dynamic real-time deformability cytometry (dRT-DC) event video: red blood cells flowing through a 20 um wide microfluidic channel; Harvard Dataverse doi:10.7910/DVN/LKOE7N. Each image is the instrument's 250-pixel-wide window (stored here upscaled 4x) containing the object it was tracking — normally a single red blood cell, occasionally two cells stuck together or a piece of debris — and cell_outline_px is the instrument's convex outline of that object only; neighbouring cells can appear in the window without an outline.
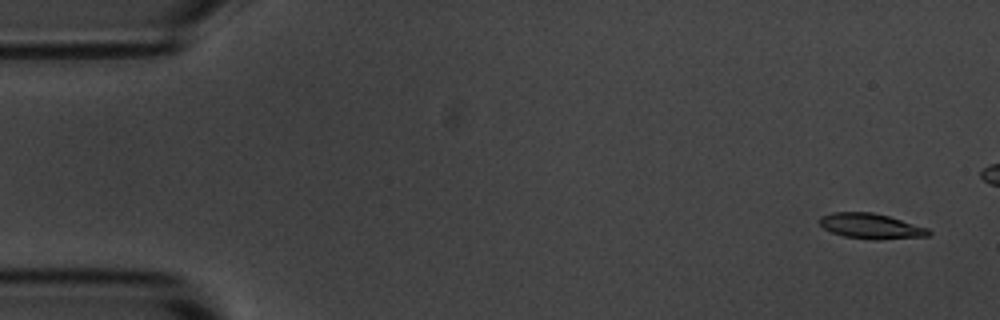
{"species": "common noctule bat (a hibernating species)", "species_latin": "Nyctalus noctula", "temperature_condition": "room temperature", "stored_images_in_passage": 6, "camera_frame_rate_fps": 3000, "um_per_image_px": 0.085, "animal": {"sex": "male", "body_mass_g": 20.1, "forearm_length_mm": 53.5}, "frame": {"image": 1, "passage_image": 1, "time_ms": 0.0, "image_size_px": [1000, 320], "cell_outline_px": [[932, 232], [928, 236], [876, 240], [872, 240], [844, 236], [832, 232], [824, 228], [820, 224], [820, 216], [832, 212], [872, 212], [888, 216], [928, 228]], "centroid_in_image_um": [74.03, 19.22], "position_along_channel_um": 11.0, "area_um2": 16.01}}